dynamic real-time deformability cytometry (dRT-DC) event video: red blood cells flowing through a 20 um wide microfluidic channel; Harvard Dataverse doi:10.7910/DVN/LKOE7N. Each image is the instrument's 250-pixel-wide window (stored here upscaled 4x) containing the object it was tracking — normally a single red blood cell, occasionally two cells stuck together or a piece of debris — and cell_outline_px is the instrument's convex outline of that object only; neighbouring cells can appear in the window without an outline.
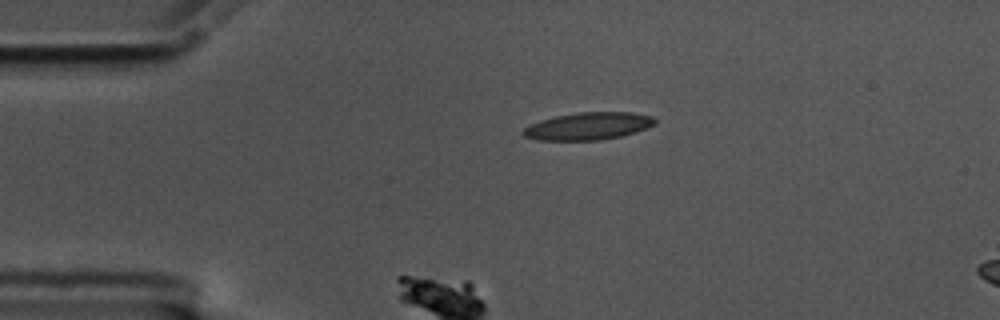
{"species": "common noctule bat (a hibernating species)", "species_latin": "Nyctalus noctula", "temperature_condition": "cold", "stored_images_in_passage": 36, "camera_frame_rate_fps": 3000, "um_per_image_px": 0.085, "animal": {"sex": "male", "body_mass_g": 17.5, "forearm_length_mm": 52.3}, "frame": {"image": 1, "passage_image": 1, "time_ms": 0.0, "image_size_px": [1000, 320], "cell_outline_px": [[656, 124], [636, 132], [620, 136], [600, 140], [536, 140], [524, 136], [520, 132], [528, 124], [540, 120], [556, 116], [580, 112], [632, 112], [652, 116], [656, 120]], "centroid_in_image_um": [49.98, 10.72], "position_along_channel_um": 35.0, "area_um2": 21.15}}
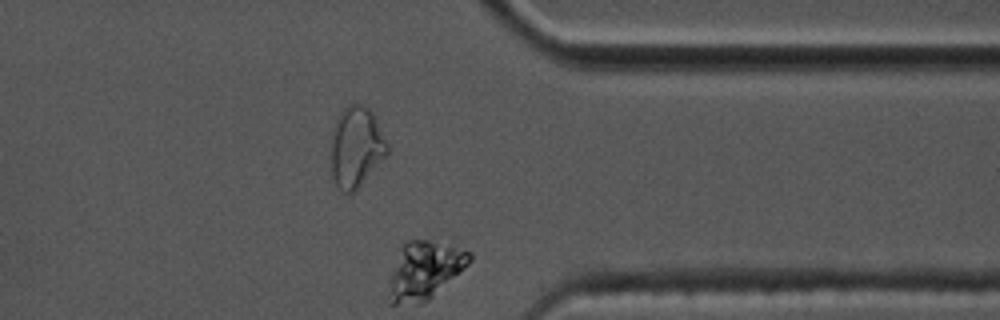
{"frame": {"image": 2, "passage_image": 35, "time_ms": 11.333, "image_size_px": [1000, 320], "cell_outline_px": [[472, 260], [468, 264], [428, 300], [420, 304], [388, 304], [388, 280], [404, 244], [408, 240], [428, 240], [472, 252]], "centroid_in_image_um": [36.05, 23.02], "position_along_channel_um": 375.3, "area_um2": 26.65}}